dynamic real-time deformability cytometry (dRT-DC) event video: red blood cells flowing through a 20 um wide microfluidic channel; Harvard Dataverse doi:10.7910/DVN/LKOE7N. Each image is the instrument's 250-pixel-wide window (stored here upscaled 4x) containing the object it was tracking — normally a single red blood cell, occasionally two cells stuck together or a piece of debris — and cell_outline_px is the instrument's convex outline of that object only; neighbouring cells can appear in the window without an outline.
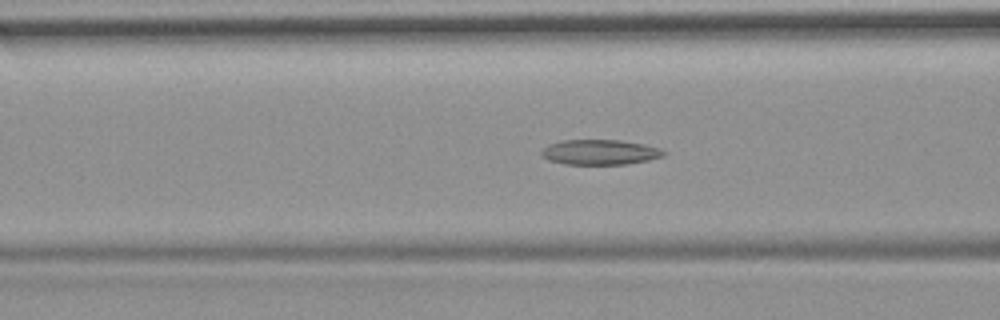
{"species": "common noctule bat (a hibernating species)", "species_latin": "Nyctalus noctula", "temperature_condition": "room temperature", "stored_images_in_passage": 55, "camera_frame_rate_fps": 3000, "um_per_image_px": 0.085, "animal": {"sex": "female", "body_mass_g": 19.9}, "frame": {"image": 1, "passage_image": 22, "time_ms": 7.0, "image_size_px": [1000, 320], "cell_outline_px": [[668, 152], [664, 156], [648, 160], [628, 164], [564, 164], [548, 160], [540, 156], [540, 152], [548, 144], [560, 140], [620, 140], [644, 144]], "centroid_in_image_um": [50.95, 12.93], "position_along_channel_um": 115.6, "area_um2": 17.98}}
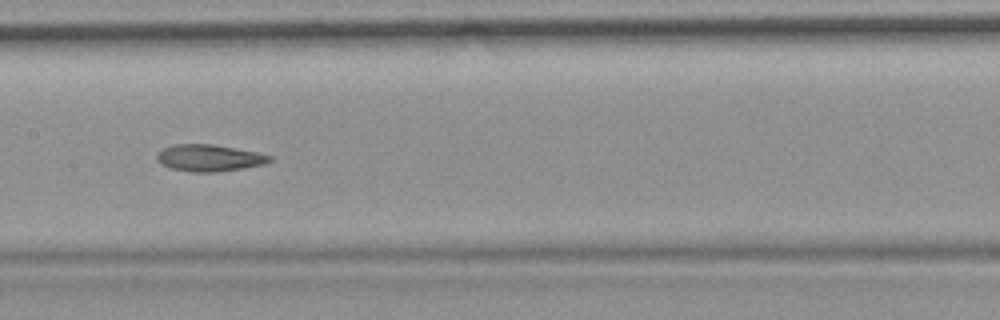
{"frame": {"image": 2, "passage_image": 28, "time_ms": 9.0, "image_size_px": [1000, 320], "cell_outline_px": [[272, 160], [264, 164], [244, 168], [216, 172], [192, 172], [172, 168], [156, 160], [156, 152], [172, 144], [212, 144], [256, 152], [272, 156]], "centroid_in_image_um": [17.77, 13.42], "position_along_channel_um": 189.6, "area_um2": 17.51}}
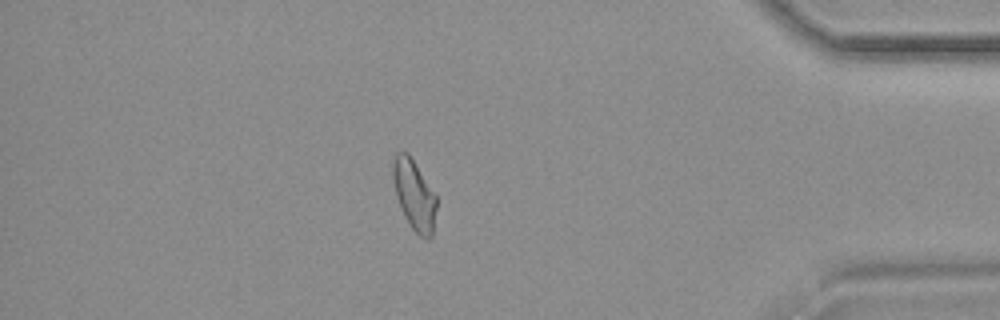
{"frame": {"image": 3, "passage_image": 48, "time_ms": 15.667, "image_size_px": [1000, 320], "cell_outline_px": [[436, 208], [432, 236], [428, 240], [424, 240], [408, 224], [396, 196], [392, 180], [392, 160], [396, 152], [408, 152], [436, 196]], "centroid_in_image_um": [35.18, 16.57], "position_along_channel_um": 400.0, "area_um2": 17.8}, "authors_computed_cell_mechanics": {"area_um2": 18.4382, "velocity_mm_per_s": 3.7053, "shape_relaxation_time_tau1_ms": null, "shape_relaxation_time_tau2_ms": 4.0385, "deformation_change_tau1": null, "deformation_change_tau2": 0.1193}}